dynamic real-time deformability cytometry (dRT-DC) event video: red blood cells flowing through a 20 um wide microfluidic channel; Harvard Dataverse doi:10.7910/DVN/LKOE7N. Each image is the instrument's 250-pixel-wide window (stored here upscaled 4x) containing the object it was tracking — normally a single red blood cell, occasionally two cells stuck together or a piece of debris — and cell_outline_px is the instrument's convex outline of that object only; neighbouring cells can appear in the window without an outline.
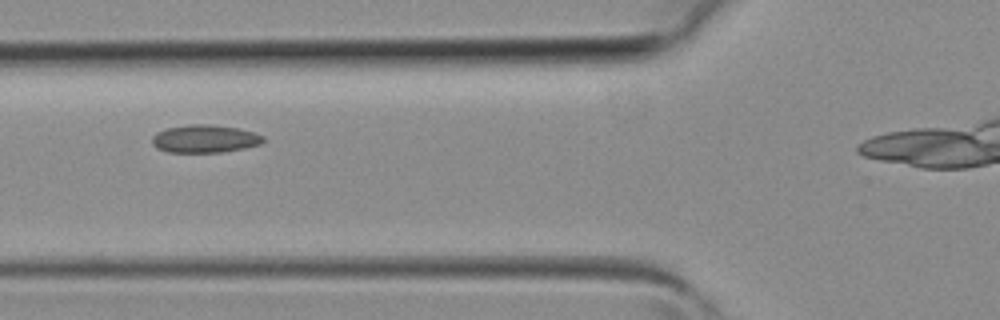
{"species": "common noctule bat (a hibernating species)", "species_latin": "Nyctalus noctula", "temperature_condition": "room temperature", "stored_images_in_passage": 3, "camera_frame_rate_fps": 3000, "um_per_image_px": 0.085, "animal": {"sex": "female", "body_mass_g": 19.3, "forearm_length_mm": 54.1}, "frame": {"image": 1, "passage_image": 2, "time_ms": 0.333, "image_size_px": [1000, 320], "cell_outline_px": [[264, 140], [260, 144], [244, 148], [220, 152], [168, 152], [152, 144], [152, 136], [156, 132], [164, 128], [188, 124], [208, 124], [236, 128], [252, 132], [264, 136]], "centroid_in_image_um": [17.37, 11.78], "position_along_channel_um": 108.4, "area_um2": 17.92}}